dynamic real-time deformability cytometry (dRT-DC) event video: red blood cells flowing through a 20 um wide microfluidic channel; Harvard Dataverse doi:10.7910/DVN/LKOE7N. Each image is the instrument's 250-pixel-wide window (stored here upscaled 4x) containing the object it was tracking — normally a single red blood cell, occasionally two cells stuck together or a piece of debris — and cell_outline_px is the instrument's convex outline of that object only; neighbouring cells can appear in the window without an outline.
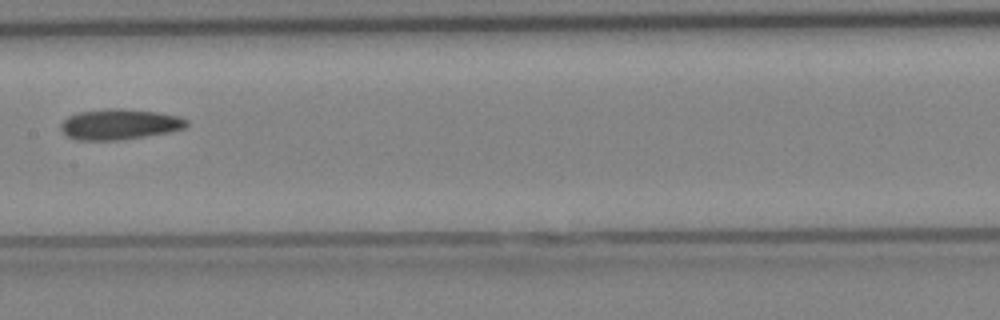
{"species": "Egyptian fruit bat (a non-hibernating species)", "species_latin": "Rousettus aegyptiacus", "temperature_condition": "cold", "stored_images_in_passage": 7, "camera_frame_rate_fps": 3000, "um_per_image_px": 0.085, "animal": {"sex": "female"}, "frame": {"image": 1, "passage_image": 6, "time_ms": 6.0, "image_size_px": [1000, 320], "cell_outline_px": [[188, 124], [184, 128], [168, 132], [144, 136], [116, 140], [76, 140], [68, 136], [60, 128], [60, 124], [68, 116], [80, 112], [104, 108], [124, 108], [156, 112], [180, 116], [188, 120]], "centroid_in_image_um": [10.15, 10.55], "position_along_channel_um": 197.2, "area_um2": 22.37}}